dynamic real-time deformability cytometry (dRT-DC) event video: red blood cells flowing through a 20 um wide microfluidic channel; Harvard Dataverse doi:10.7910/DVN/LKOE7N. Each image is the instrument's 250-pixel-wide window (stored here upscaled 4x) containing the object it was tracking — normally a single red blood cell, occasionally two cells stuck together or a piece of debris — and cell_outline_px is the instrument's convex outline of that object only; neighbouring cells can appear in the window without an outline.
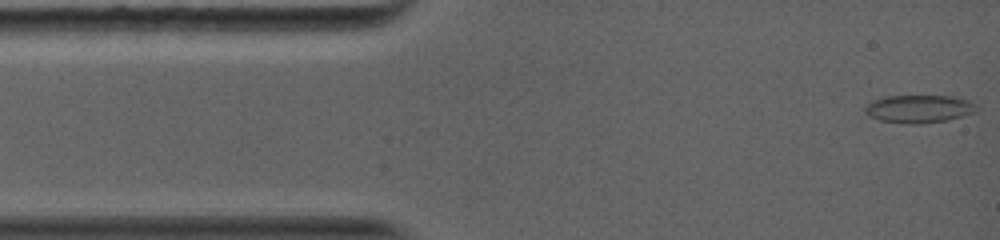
{"species": "common noctule bat (a hibernating species)", "species_latin": "Nyctalus noctula", "temperature_condition": "warm", "stored_images_in_passage": 34, "camera_frame_rate_fps": 5000, "um_per_image_px": 0.085, "animal": {"sex": "female", "body_mass_g": 19.0, "forearm_length_mm": 56.7}, "frame": {"image": 1, "passage_image": 1, "time_ms": 0.0, "image_size_px": [1000, 240], "cell_outline_px": [[980, 108], [976, 112], [964, 116], [948, 120], [920, 124], [908, 124], [880, 120], [868, 116], [864, 112], [864, 108], [872, 100], [888, 96], [952, 96], [968, 100], [976, 104]], "centroid_in_image_um": [78.15, 9.26], "position_along_channel_um": 6.9, "area_um2": 18.32}}
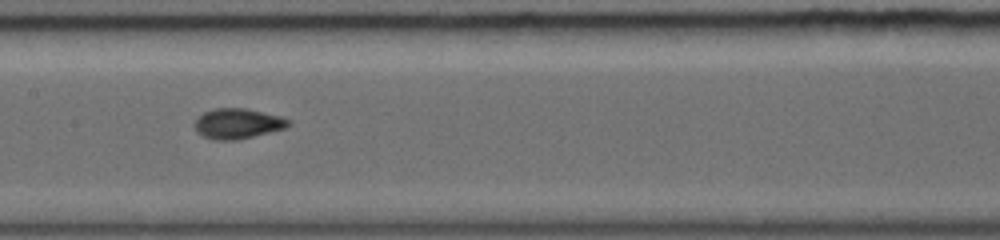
{"frame": {"image": 2, "passage_image": 16, "time_ms": 6.0, "image_size_px": [1000, 240], "cell_outline_px": [[292, 124], [284, 128], [236, 140], [212, 140], [196, 132], [196, 120], [204, 112], [212, 108], [244, 108], [280, 116], [288, 120]], "centroid_in_image_um": [20.18, 10.5], "position_along_channel_um": 187.2, "area_um2": 16.24}}
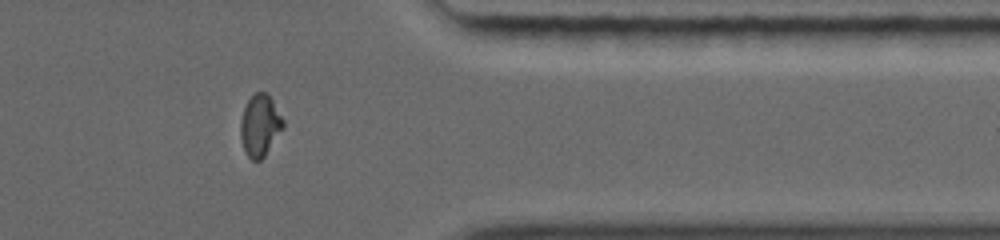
{"frame": {"image": 3, "passage_image": 29, "time_ms": 11.0, "image_size_px": [1000, 240], "cell_outline_px": [[284, 128], [264, 156], [260, 160], [252, 160], [248, 156], [244, 148], [240, 136], [240, 120], [244, 108], [248, 100], [256, 92], [264, 92], [272, 100], [284, 120]], "centroid_in_image_um": [22.1, 10.67], "position_along_channel_um": 389.3, "area_um2": 15.14}}